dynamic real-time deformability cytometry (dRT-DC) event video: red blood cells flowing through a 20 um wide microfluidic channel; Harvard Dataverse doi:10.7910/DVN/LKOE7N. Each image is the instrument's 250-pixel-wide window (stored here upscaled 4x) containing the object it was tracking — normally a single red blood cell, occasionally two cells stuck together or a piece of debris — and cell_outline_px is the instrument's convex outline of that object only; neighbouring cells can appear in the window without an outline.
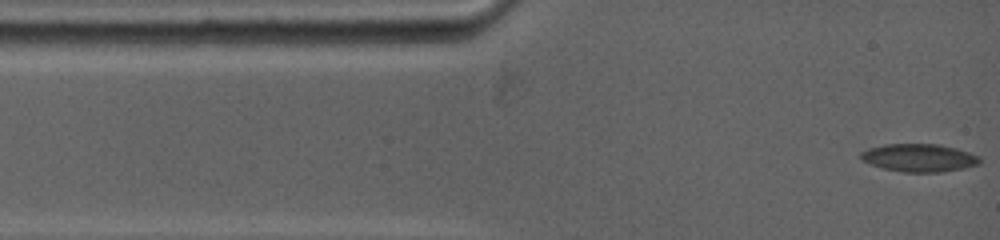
{"species": "common noctule bat (a hibernating species)", "species_latin": "Nyctalus noctula", "temperature_condition": "warm", "stored_images_in_passage": 99, "camera_frame_rate_fps": 5000, "um_per_image_px": 0.085, "animal": {"sex": "female", "body_mass_g": 19.0, "forearm_length_mm": 53.3}, "frame": {"image": 1, "passage_image": 1, "time_ms": 0.0, "image_size_px": [1000, 240], "cell_outline_px": [[980, 164], [964, 168], [936, 172], [904, 172], [884, 168], [860, 160], [860, 152], [868, 148], [884, 144], [940, 144], [956, 148], [968, 152], [976, 156], [980, 160]], "centroid_in_image_um": [78.09, 13.4], "position_along_channel_um": 6.9, "area_um2": 19.19}}
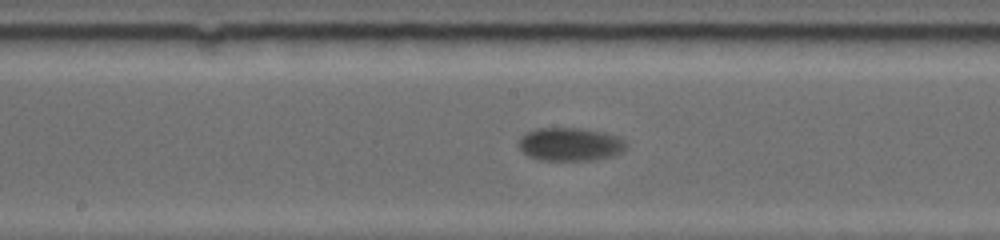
{"frame": {"image": 2, "passage_image": 42, "time_ms": 6.4, "image_size_px": [1000, 240], "cell_outline_px": [[624, 148], [616, 156], [588, 160], [540, 160], [528, 156], [520, 148], [520, 136], [524, 132], [536, 128], [580, 128], [604, 132], [616, 136], [624, 140]], "centroid_in_image_um": [48.43, 12.25], "position_along_channel_um": 199.8, "area_um2": 20.75}}
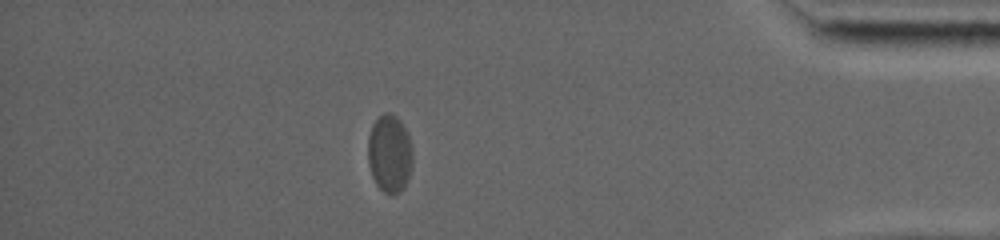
{"frame": {"image": 3, "passage_image": 76, "time_ms": 13.0, "image_size_px": [1000, 240], "cell_outline_px": [[412, 164], [408, 176], [400, 192], [384, 192], [376, 184], [372, 176], [368, 164], [368, 136], [372, 124], [384, 112], [388, 112], [396, 116], [404, 124], [412, 148]], "centroid_in_image_um": [33.1, 13.01], "position_along_channel_um": 402.1, "area_um2": 20.11}}